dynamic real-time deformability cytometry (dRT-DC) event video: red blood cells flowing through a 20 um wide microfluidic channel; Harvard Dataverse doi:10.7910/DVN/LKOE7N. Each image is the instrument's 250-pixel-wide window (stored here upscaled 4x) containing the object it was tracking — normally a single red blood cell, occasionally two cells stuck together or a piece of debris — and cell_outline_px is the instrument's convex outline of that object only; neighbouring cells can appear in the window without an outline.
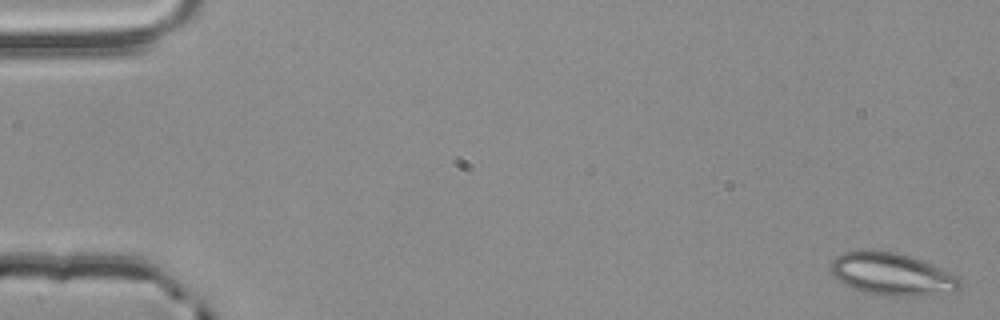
{"species": "common noctule bat (a hibernating species)", "species_latin": "Nyctalus noctula", "temperature_condition": "room temperature", "stored_images_in_passage": 4, "camera_frame_rate_fps": 3000, "um_per_image_px": 0.085, "animal": {"sex": "male", "body_mass_g": 20.4}, "frame": {"image": 1, "passage_image": 1, "time_ms": 0.0, "image_size_px": [1000, 320], "cell_outline_px": [[964, 284], [956, 292], [920, 296], [884, 296], [864, 292], [852, 288], [840, 280], [832, 272], [832, 260], [836, 256], [844, 252], [892, 252], [908, 256], [932, 264], [960, 276]], "centroid_in_image_um": [75.94, 23.35], "position_along_channel_um": 9.1, "area_um2": 31.62}}